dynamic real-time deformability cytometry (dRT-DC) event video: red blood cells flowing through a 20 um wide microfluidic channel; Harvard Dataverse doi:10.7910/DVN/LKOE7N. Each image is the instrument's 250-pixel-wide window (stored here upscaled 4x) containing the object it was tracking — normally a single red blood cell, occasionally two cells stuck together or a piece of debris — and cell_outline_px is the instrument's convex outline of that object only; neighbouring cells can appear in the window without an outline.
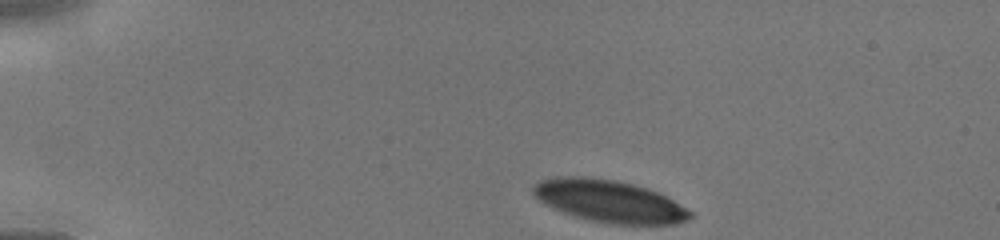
{"species": "human", "species_latin": "Homo sapiens", "temperature_condition": "cold", "stored_images_in_passage": 40, "camera_frame_rate_fps": 3000, "um_per_image_px": 0.085, "donor": {"sex": "male"}, "frame": {"image": 1, "passage_image": 1, "time_ms": 0.0, "image_size_px": [1000, 240], "cell_outline_px": [[692, 216], [688, 220], [676, 224], [608, 224], [588, 220], [564, 212], [544, 204], [532, 192], [532, 188], [540, 180], [556, 176], [584, 176], [616, 180], [648, 188], [672, 200], [692, 212]], "centroid_in_image_um": [51.77, 17.09], "position_along_channel_um": 33.2, "area_um2": 38.44}}
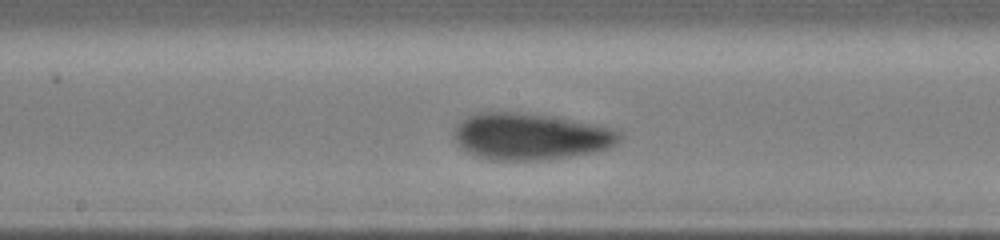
{"frame": {"image": 2, "passage_image": 22, "time_ms": 5.333, "image_size_px": [1000, 240], "cell_outline_px": [[624, 136], [616, 144], [608, 148], [592, 152], [548, 160], [492, 160], [476, 156], [468, 152], [456, 140], [456, 128], [460, 120], [468, 116], [480, 112], [516, 112], [556, 116], [612, 128], [620, 132]], "centroid_in_image_um": [45.14, 11.59], "position_along_channel_um": 203.1, "area_um2": 44.91}}
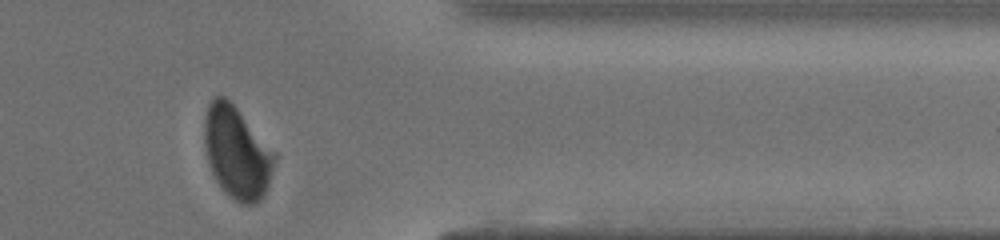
{"frame": {"image": 3, "passage_image": 37, "time_ms": 9.667, "image_size_px": [1000, 240], "cell_outline_px": [[276, 160], [268, 184], [260, 200], [252, 204], [240, 204], [224, 192], [216, 180], [212, 172], [208, 160], [204, 144], [204, 120], [208, 104], [216, 96], [224, 96], [236, 108], [276, 152]], "centroid_in_image_um": [20.13, 12.97], "position_along_channel_um": 391.3, "area_um2": 37.34}}